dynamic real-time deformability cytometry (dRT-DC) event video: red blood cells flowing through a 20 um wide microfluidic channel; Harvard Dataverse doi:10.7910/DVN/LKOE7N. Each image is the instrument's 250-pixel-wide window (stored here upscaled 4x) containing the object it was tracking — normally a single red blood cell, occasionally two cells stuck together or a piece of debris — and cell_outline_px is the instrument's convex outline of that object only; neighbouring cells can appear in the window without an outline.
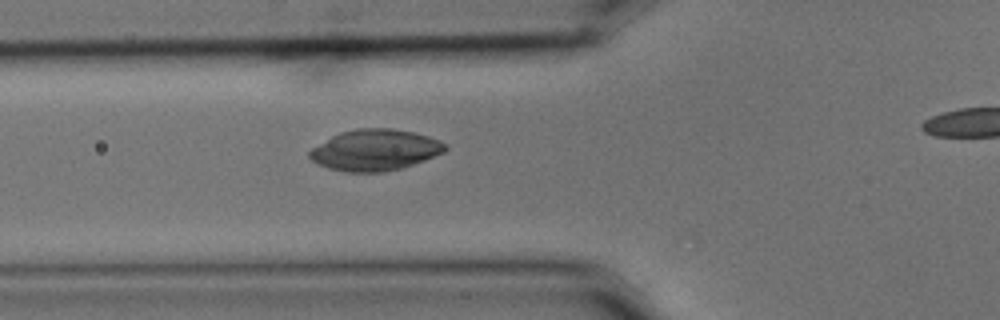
{"species": "common noctule bat (a hibernating species)", "species_latin": "Nyctalus noctula", "temperature_condition": "cold", "stored_images_in_passage": 42, "camera_frame_rate_fps": 3000, "um_per_image_px": 0.085, "animal": {"sex": "male", "body_mass_g": 15.6}, "frame": {"image": 1, "passage_image": 13, "time_ms": 4.0, "image_size_px": [1000, 320], "cell_outline_px": [[448, 148], [444, 152], [424, 160], [400, 168], [384, 172], [348, 172], [328, 168], [316, 164], [308, 156], [308, 152], [312, 148], [332, 136], [340, 132], [356, 128], [392, 128], [412, 132], [428, 136], [440, 140], [448, 144]], "centroid_in_image_um": [31.87, 12.75], "position_along_channel_um": 93.9, "area_um2": 32.54}}
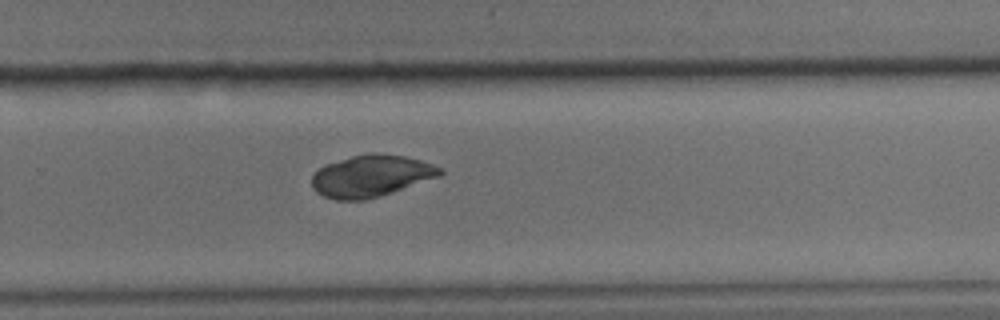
{"frame": {"image": 2, "passage_image": 30, "time_ms": 9.667, "image_size_px": [1000, 320], "cell_outline_px": [[444, 172], [440, 176], [380, 196], [364, 200], [336, 200], [324, 196], [316, 192], [312, 188], [312, 176], [324, 164], [352, 156], [404, 156], [420, 160], [444, 168]], "centroid_in_image_um": [31.53, 15.0], "position_along_channel_um": 298.3, "area_um2": 30.46}}
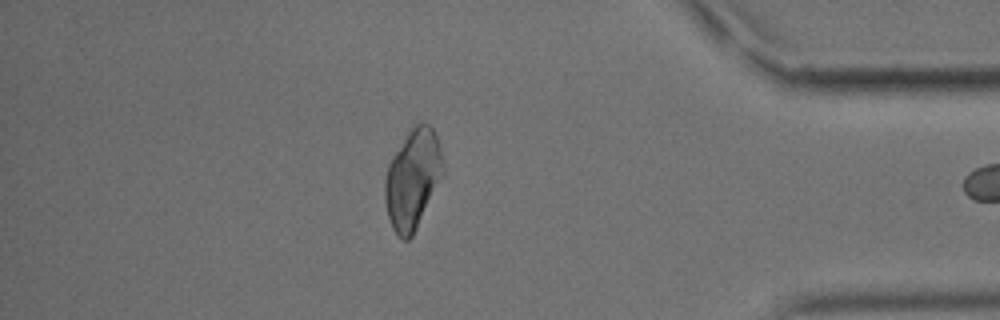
{"frame": {"image": 3, "passage_image": 41, "time_ms": 13.333, "image_size_px": [1000, 320], "cell_outline_px": [[444, 172], [412, 236], [408, 240], [404, 240], [392, 228], [388, 216], [384, 196], [384, 180], [388, 164], [392, 156], [408, 128], [412, 124], [428, 124], [432, 128], [440, 144]], "centroid_in_image_um": [35.06, 15.16], "position_along_channel_um": 400.1, "area_um2": 33.58}}